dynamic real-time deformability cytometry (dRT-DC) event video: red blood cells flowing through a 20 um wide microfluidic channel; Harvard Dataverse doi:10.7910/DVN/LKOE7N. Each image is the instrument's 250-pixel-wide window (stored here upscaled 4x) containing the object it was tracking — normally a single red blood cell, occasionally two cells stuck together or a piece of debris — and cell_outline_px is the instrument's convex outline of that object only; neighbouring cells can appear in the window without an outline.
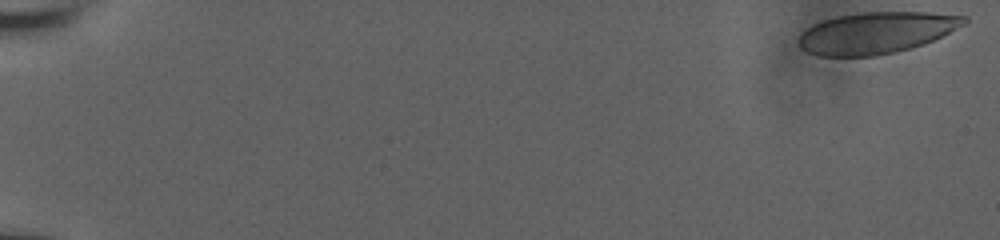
{"species": "human", "species_latin": "Homo sapiens", "temperature_condition": "room temperature", "stored_images_in_passage": 18, "camera_frame_rate_fps": 3000, "um_per_image_px": 0.085, "donor": {"sex": "male"}, "frame": {"image": 1, "passage_image": 1, "time_ms": 0.0, "image_size_px": [1000, 240], "cell_outline_px": [[968, 20], [964, 24], [932, 40], [908, 48], [876, 56], [820, 56], [808, 52], [800, 48], [800, 32], [812, 24], [820, 20], [840, 16], [864, 12], [928, 12], [968, 16]], "centroid_in_image_um": [74.44, 2.77], "position_along_channel_um": 10.6, "area_um2": 39.59}}